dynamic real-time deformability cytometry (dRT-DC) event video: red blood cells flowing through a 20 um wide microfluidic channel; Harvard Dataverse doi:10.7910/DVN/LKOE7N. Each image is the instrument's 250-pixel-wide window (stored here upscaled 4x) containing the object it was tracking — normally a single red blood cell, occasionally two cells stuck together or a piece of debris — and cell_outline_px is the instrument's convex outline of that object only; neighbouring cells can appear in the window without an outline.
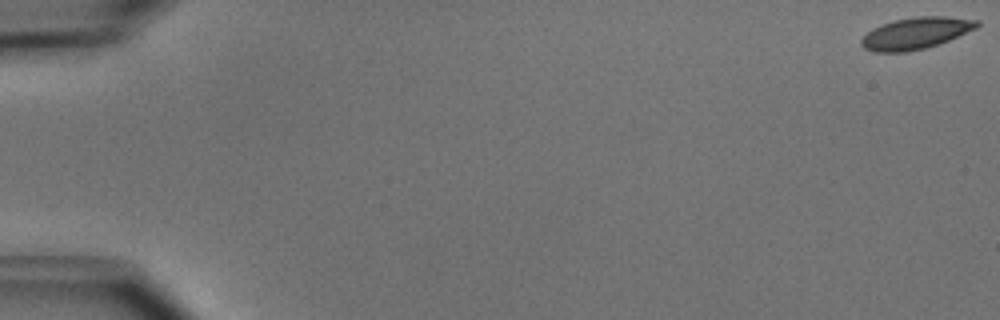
{"species": "common noctule bat (a hibernating species)", "species_latin": "Nyctalus noctula", "temperature_condition": "cold", "stored_images_in_passage": 52, "camera_frame_rate_fps": 3000, "um_per_image_px": 0.085, "animal": {"sex": "male", "body_mass_g": 15.6}, "frame": {"image": 1, "passage_image": 1, "time_ms": 0.0, "image_size_px": [1000, 320], "cell_outline_px": [[980, 24], [976, 28], [948, 40], [924, 48], [904, 52], [872, 52], [864, 48], [860, 44], [860, 40], [872, 28], [880, 24], [896, 20], [916, 16], [944, 16], [980, 20]], "centroid_in_image_um": [77.81, 2.81], "position_along_channel_um": 7.2, "area_um2": 21.21}}
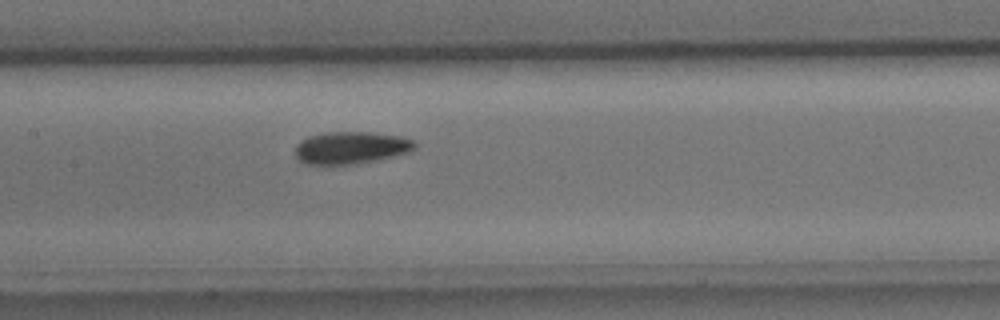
{"frame": {"image": 2, "passage_image": 26, "time_ms": 8.333, "image_size_px": [1000, 320], "cell_outline_px": [[416, 148], [412, 152], [376, 160], [356, 164], [304, 164], [296, 156], [296, 144], [300, 140], [308, 136], [324, 132], [368, 132], [400, 136], [412, 140], [416, 144]], "centroid_in_image_um": [29.83, 12.55], "position_along_channel_um": 177.6, "area_um2": 22.6}}
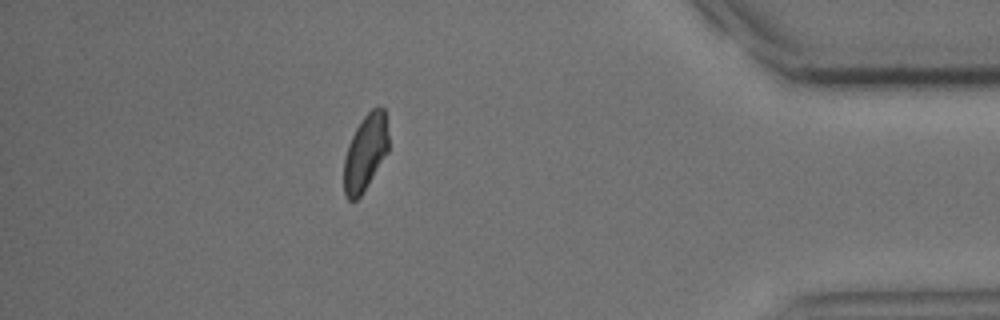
{"frame": {"image": 3, "passage_image": 46, "time_ms": 15.0, "image_size_px": [1000, 320], "cell_outline_px": [[388, 152], [360, 196], [356, 200], [348, 200], [344, 192], [344, 156], [348, 144], [356, 128], [364, 116], [376, 104], [384, 108], [388, 136]], "centroid_in_image_um": [31.05, 12.94], "position_along_channel_um": 404.1, "area_um2": 19.71}, "authors_computed_cell_mechanics": {"area_um2": 21.6172, "velocity_mm_per_s": 3.9626, "shape_relaxation_time_tau1_ms": 3.3635, "shape_relaxation_time_tau2_ms": 2.6873, "deformation_change_tau1": 0.1133, "deformation_change_tau2": 0.0703}}